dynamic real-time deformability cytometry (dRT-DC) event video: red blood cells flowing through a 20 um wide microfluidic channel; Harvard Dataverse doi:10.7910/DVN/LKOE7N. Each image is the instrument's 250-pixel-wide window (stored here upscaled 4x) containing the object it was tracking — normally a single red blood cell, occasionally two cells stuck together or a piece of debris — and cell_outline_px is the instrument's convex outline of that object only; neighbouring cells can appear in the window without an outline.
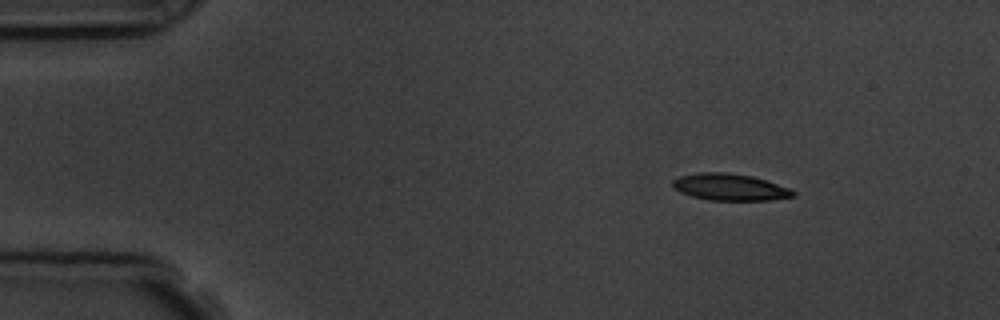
{"species": "common noctule bat (a hibernating species)", "species_latin": "Nyctalus noctula", "temperature_condition": "room temperature", "stored_images_in_passage": 3, "camera_frame_rate_fps": 3000, "um_per_image_px": 0.085, "animal": {"sex": "male", "body_mass_g": 19.5, "forearm_length_mm": 54.6}, "frame": {"image": 1, "passage_image": 1, "time_ms": 0.0, "image_size_px": [1000, 320], "cell_outline_px": [[796, 196], [772, 200], [708, 200], [692, 196], [680, 192], [672, 188], [672, 180], [680, 176], [700, 172], [728, 172], [752, 176], [792, 188], [796, 192]], "centroid_in_image_um": [62.06, 15.9], "position_along_channel_um": 22.9, "area_um2": 19.02}}